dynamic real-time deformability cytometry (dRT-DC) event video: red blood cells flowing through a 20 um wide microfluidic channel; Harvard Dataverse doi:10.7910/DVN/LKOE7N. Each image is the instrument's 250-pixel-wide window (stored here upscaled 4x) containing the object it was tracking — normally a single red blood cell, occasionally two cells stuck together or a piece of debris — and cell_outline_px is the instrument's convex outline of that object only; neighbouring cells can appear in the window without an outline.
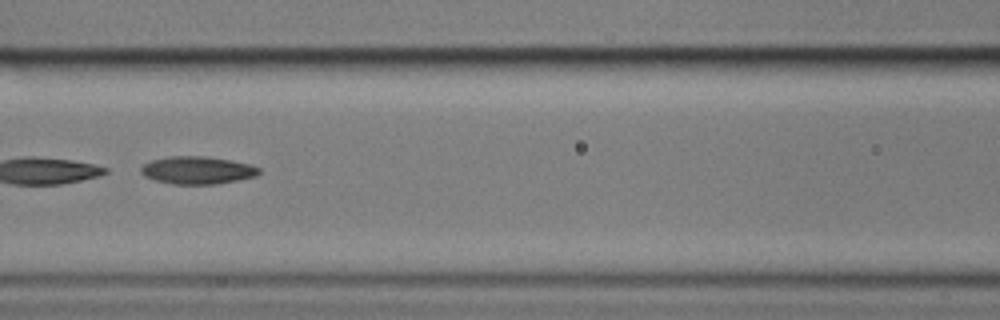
{"species": "common noctule bat (a hibernating species)", "species_latin": "Nyctalus noctula", "temperature_condition": "cold", "stored_images_in_passage": 15, "camera_frame_rate_fps": 3000, "um_per_image_px": 0.085, "animal": {"sex": "male", "body_mass_g": 17.9}, "frame": {"image": 1, "passage_image": 9, "time_ms": 2.667, "image_size_px": [1000, 320], "cell_outline_px": [[260, 172], [256, 176], [216, 184], [172, 184], [156, 180], [144, 176], [140, 172], [140, 168], [144, 164], [152, 160], [168, 156], [208, 156], [232, 160], [248, 164], [260, 168]], "centroid_in_image_um": [16.76, 14.46], "position_along_channel_um": 149.8, "area_um2": 19.02}}